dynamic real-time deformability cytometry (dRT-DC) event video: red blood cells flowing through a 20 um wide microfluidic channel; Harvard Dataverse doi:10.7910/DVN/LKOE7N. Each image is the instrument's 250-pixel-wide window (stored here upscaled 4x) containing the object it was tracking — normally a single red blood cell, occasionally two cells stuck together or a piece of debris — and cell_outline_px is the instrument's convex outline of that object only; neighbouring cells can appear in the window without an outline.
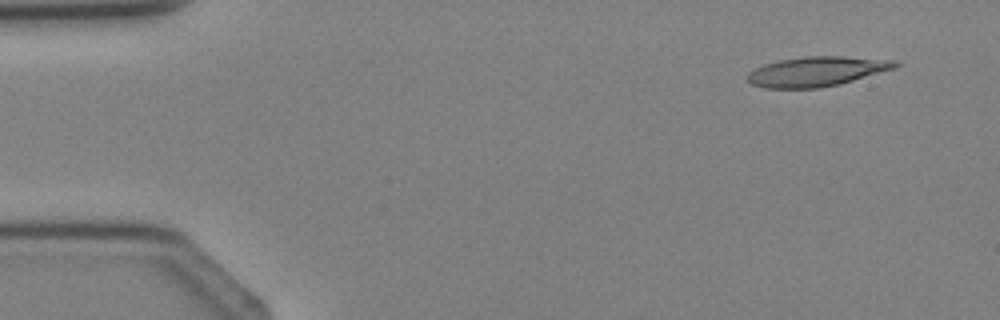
{"species": "Egyptian fruit bat (a non-hibernating species)", "species_latin": "Rousettus aegyptiacus", "temperature_condition": "cold", "stored_images_in_passage": 3, "camera_frame_rate_fps": 3000, "um_per_image_px": 0.085, "animal": {"sex": "female"}, "frame": {"image": 1, "passage_image": 1, "time_ms": 0.0, "image_size_px": [1000, 320], "cell_outline_px": [[900, 64], [896, 68], [840, 84], [820, 88], [764, 88], [752, 84], [748, 80], [748, 72], [764, 64], [780, 60], [804, 56], [840, 56], [896, 60]], "centroid_in_image_um": [69.44, 6.07], "position_along_channel_um": 15.6, "area_um2": 25.61}}